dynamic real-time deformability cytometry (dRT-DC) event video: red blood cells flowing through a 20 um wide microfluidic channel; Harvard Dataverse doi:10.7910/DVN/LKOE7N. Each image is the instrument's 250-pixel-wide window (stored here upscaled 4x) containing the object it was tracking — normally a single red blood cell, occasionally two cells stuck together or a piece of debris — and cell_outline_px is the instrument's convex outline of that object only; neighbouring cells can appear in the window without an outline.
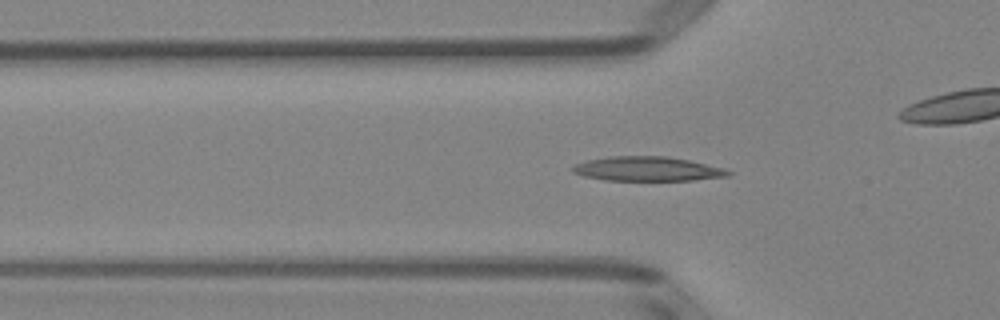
{"species": "Egyptian fruit bat (a non-hibernating species)", "species_latin": "Rousettus aegyptiacus", "temperature_condition": "room temperature", "stored_images_in_passage": 50, "camera_frame_rate_fps": 3000, "um_per_image_px": 0.085, "animal": {"sex": "female"}, "frame": {"image": 1, "passage_image": 15, "time_ms": 4.667, "image_size_px": [1000, 320], "cell_outline_px": [[732, 172], [728, 176], [692, 180], [604, 180], [584, 176], [572, 172], [568, 168], [572, 164], [584, 160], [608, 156], [668, 156], [688, 160], [724, 168]], "centroid_in_image_um": [54.93, 14.34], "position_along_channel_um": 70.9, "area_um2": 22.31}}
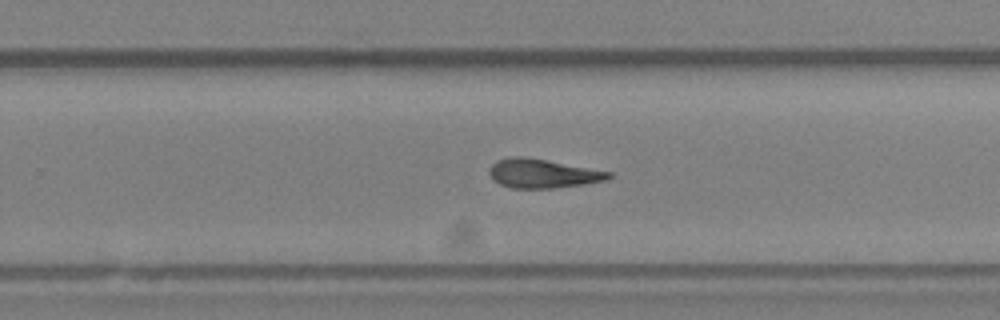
{"frame": {"image": 2, "passage_image": 31, "time_ms": 10.0, "image_size_px": [1000, 320], "cell_outline_px": [[616, 176], [608, 180], [584, 184], [556, 188], [512, 188], [500, 184], [488, 172], [492, 164], [496, 160], [508, 156], [524, 156], [612, 172]], "centroid_in_image_um": [46.17, 14.74], "position_along_channel_um": 283.6, "area_um2": 20.23}}
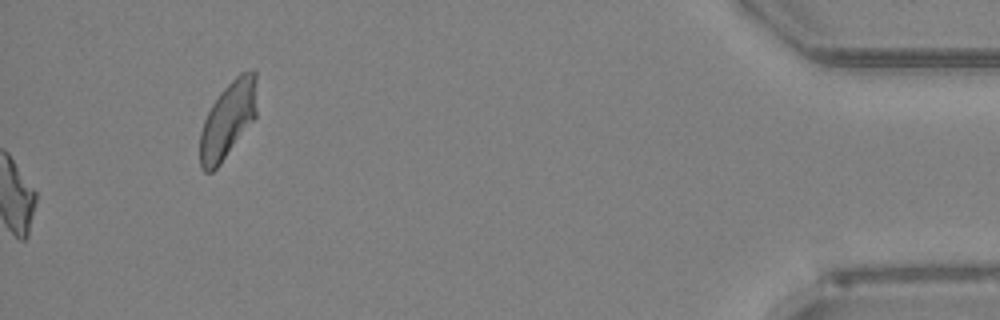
{"frame": {"image": 3, "passage_image": 50, "time_ms": 16.333, "image_size_px": [1000, 320], "cell_outline_px": [[256, 116], [220, 164], [212, 172], [204, 172], [200, 168], [200, 132], [204, 120], [212, 104], [220, 92], [240, 72], [252, 68], [256, 72]], "centroid_in_image_um": [19.37, 10.16], "position_along_channel_um": 415.8, "area_um2": 25.26}, "authors_computed_cell_mechanics": {"area_um2": 20.519, "velocity_mm_per_s": 3.9959, "shape_relaxation_time_tau1_ms": null, "shape_relaxation_time_tau2_ms": 4.2867, "deformation_change_tau1": null, "deformation_change_tau2": 0.1485}}